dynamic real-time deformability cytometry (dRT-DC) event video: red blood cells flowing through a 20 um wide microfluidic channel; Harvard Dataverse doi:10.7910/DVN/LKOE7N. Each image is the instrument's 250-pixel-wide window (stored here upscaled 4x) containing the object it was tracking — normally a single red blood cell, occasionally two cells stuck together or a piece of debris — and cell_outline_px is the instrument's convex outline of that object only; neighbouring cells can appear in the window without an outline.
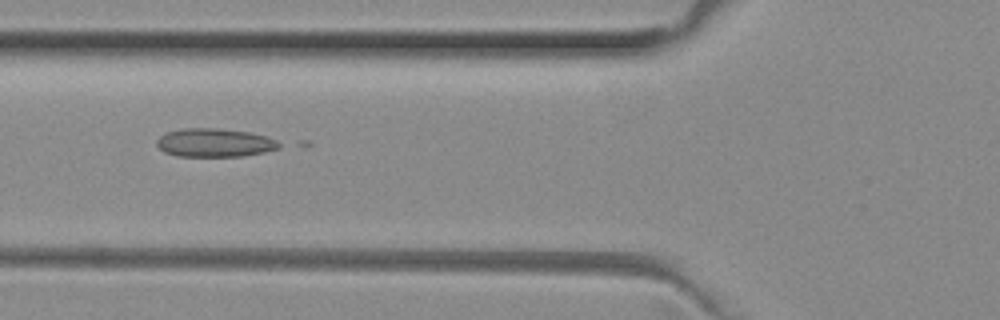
{"species": "common noctule bat (a hibernating species)", "species_latin": "Nyctalus noctula", "temperature_condition": "room temperature", "stored_images_in_passage": 42, "camera_frame_rate_fps": 3000, "um_per_image_px": 0.085, "animal": {"sex": "female", "body_mass_g": 29.2, "forearm_length_mm": 56.3}, "frame": {"image": 1, "passage_image": 10, "time_ms": 3.0, "image_size_px": [1000, 320], "cell_outline_px": [[284, 144], [280, 148], [264, 152], [240, 156], [176, 156], [164, 152], [156, 144], [156, 140], [164, 132], [184, 128], [220, 128], [248, 132], [268, 136]], "centroid_in_image_um": [18.25, 12.12], "position_along_channel_um": 107.5, "area_um2": 20.52}}
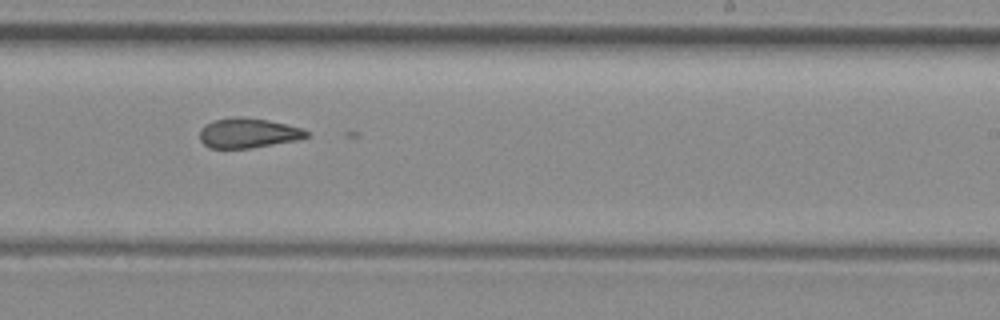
{"frame": {"image": 2, "passage_image": 22, "time_ms": 7.0, "image_size_px": [1000, 320], "cell_outline_px": [[308, 136], [296, 140], [252, 148], [212, 148], [204, 144], [200, 140], [200, 128], [216, 120], [232, 116], [244, 116], [268, 120], [300, 128], [308, 132]], "centroid_in_image_um": [21.06, 11.3], "position_along_channel_um": 267.9, "area_um2": 18.38}}
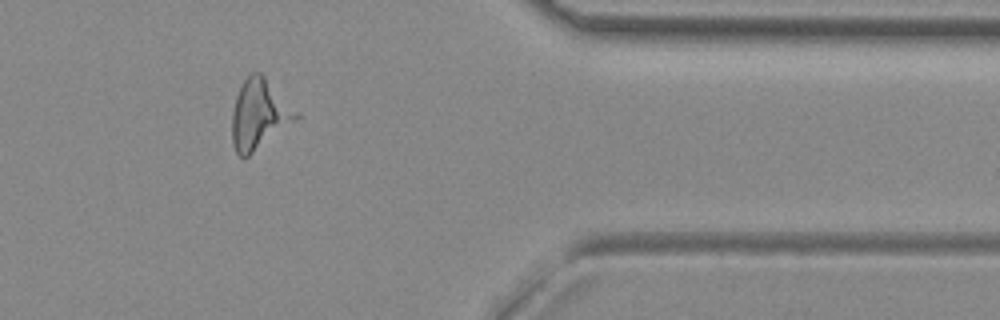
{"frame": {"image": 3, "passage_image": 33, "time_ms": 10.667, "image_size_px": [1000, 320], "cell_outline_px": [[300, 116], [248, 156], [240, 156], [236, 152], [232, 144], [232, 112], [236, 96], [244, 80], [252, 72], [260, 72], [300, 112]], "centroid_in_image_um": [22.02, 9.7], "position_along_channel_um": 389.4, "area_um2": 25.61}}